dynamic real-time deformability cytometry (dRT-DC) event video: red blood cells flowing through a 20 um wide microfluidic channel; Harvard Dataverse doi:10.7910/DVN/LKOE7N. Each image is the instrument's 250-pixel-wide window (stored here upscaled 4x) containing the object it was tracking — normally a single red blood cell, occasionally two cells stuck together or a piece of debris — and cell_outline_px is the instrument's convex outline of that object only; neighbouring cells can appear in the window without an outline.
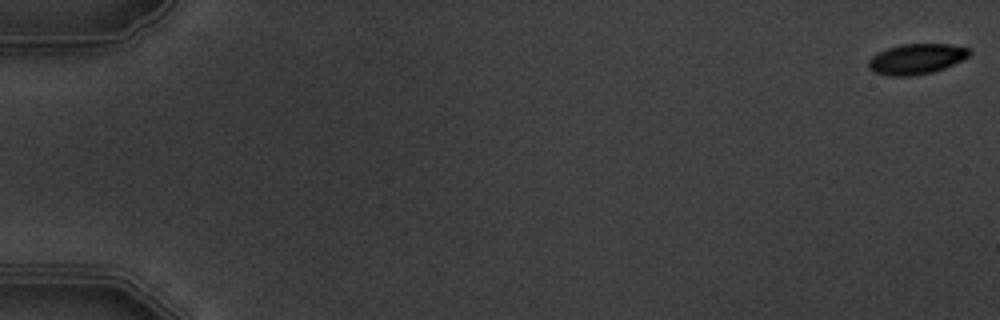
{"species": "common noctule bat (a hibernating species)", "species_latin": "Nyctalus noctula", "temperature_condition": "warm", "stored_images_in_passage": 5, "camera_frame_rate_fps": 3000, "um_per_image_px": 0.085, "animal": {"sex": "male", "body_mass_g": 19.5, "forearm_length_mm": 54.6}, "frame": {"image": 1, "passage_image": 1, "time_ms": 0.0, "image_size_px": [1000, 320], "cell_outline_px": [[972, 52], [968, 56], [944, 68], [932, 72], [912, 76], [888, 76], [876, 72], [868, 68], [868, 60], [872, 56], [888, 48], [900, 44], [948, 44], [968, 48]], "centroid_in_image_um": [77.87, 5.01], "position_along_channel_um": 7.1, "area_um2": 17.69}}